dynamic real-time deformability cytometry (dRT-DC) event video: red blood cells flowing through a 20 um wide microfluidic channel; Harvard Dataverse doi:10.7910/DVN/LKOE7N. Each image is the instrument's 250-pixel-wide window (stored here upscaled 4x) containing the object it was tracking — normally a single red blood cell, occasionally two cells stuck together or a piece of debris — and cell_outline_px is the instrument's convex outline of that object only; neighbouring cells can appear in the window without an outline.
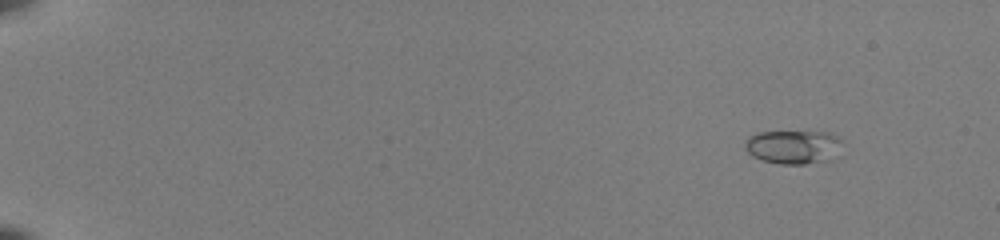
{"species": "common noctule bat (a hibernating species)", "species_latin": "Nyctalus noctula", "temperature_condition": "room temperature", "stored_images_in_passage": 49, "camera_frame_rate_fps": 3000, "um_per_image_px": 0.085, "animal": {"sex": "female", "body_mass_g": 22.0, "forearm_length_mm": 56.7}, "frame": {"image": 1, "passage_image": 1, "time_ms": 0.0, "image_size_px": [1000, 240], "cell_outline_px": [[844, 144], [840, 156], [828, 160], [804, 164], [780, 164], [764, 160], [752, 156], [744, 148], [744, 144], [748, 136], [756, 132], [832, 132]], "centroid_in_image_um": [67.49, 12.49], "position_along_channel_um": 17.5, "area_um2": 19.54}}
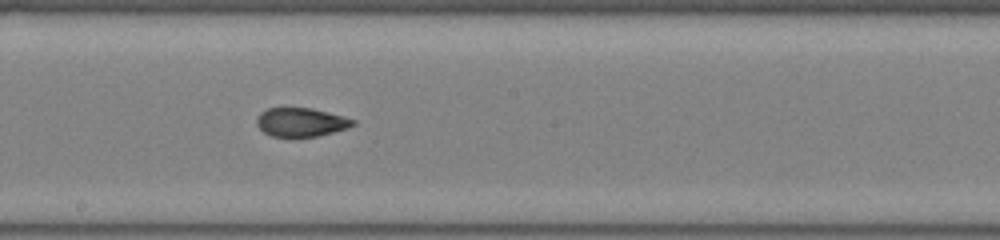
{"frame": {"image": 2, "passage_image": 28, "time_ms": 9.0, "image_size_px": [1000, 240], "cell_outline_px": [[356, 124], [348, 128], [316, 136], [272, 136], [264, 132], [256, 124], [256, 120], [260, 112], [268, 108], [312, 108], [328, 112], [356, 120]], "centroid_in_image_um": [25.59, 10.37], "position_along_channel_um": 222.6, "area_um2": 15.95}}
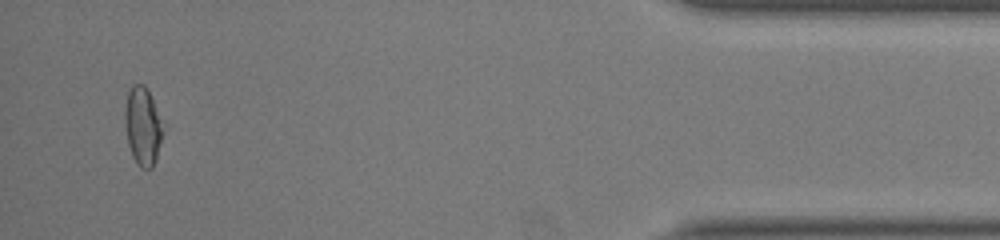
{"frame": {"image": 3, "passage_image": 47, "time_ms": 15.333, "image_size_px": [1000, 240], "cell_outline_px": [[168, 124], [156, 160], [152, 168], [140, 168], [132, 156], [128, 144], [124, 120], [124, 108], [128, 92], [132, 84], [144, 84]], "centroid_in_image_um": [12.21, 10.71], "position_along_channel_um": 423.0, "area_um2": 18.38}, "authors_computed_cell_mechanics": {"area_um2": 16.8776, "velocity_mm_per_s": 4.0205, "shape_relaxation_time_tau1_ms": 4.8899, "shape_relaxation_time_tau2_ms": 1.7808, "deformation_change_tau1": 0.1685, "deformation_change_tau2": 0.0815}}